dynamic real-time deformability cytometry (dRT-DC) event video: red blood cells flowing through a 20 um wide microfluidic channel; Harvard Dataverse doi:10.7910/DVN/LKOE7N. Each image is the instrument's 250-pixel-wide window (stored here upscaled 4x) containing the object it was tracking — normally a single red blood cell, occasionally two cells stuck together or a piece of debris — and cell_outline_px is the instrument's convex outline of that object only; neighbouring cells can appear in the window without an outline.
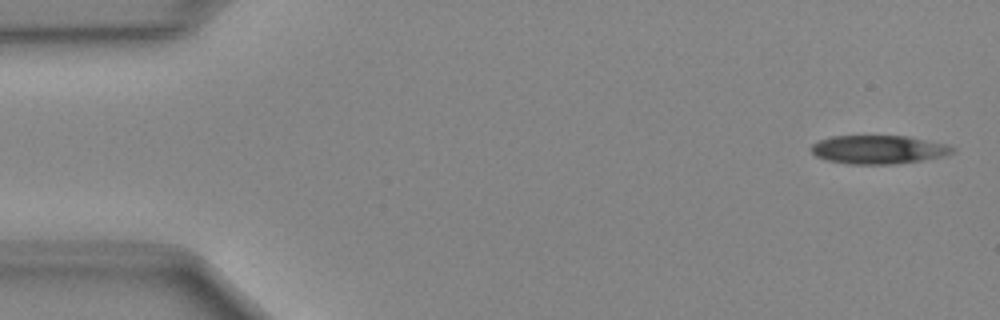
{"species": "Egyptian fruit bat (a non-hibernating species)", "species_latin": "Rousettus aegyptiacus", "temperature_condition": "cold", "stored_images_in_passage": 48, "camera_frame_rate_fps": 3000, "um_per_image_px": 0.085, "animal": {"sex": "female"}, "frame": {"image": 1, "passage_image": 2, "time_ms": 0.333, "image_size_px": [1000, 320], "cell_outline_px": [[956, 148], [952, 152], [944, 156], [896, 164], [848, 164], [828, 160], [816, 156], [812, 152], [812, 144], [820, 140], [832, 136], [908, 136], [948, 144]], "centroid_in_image_um": [74.69, 12.71], "position_along_channel_um": 10.3, "area_um2": 23.41}}
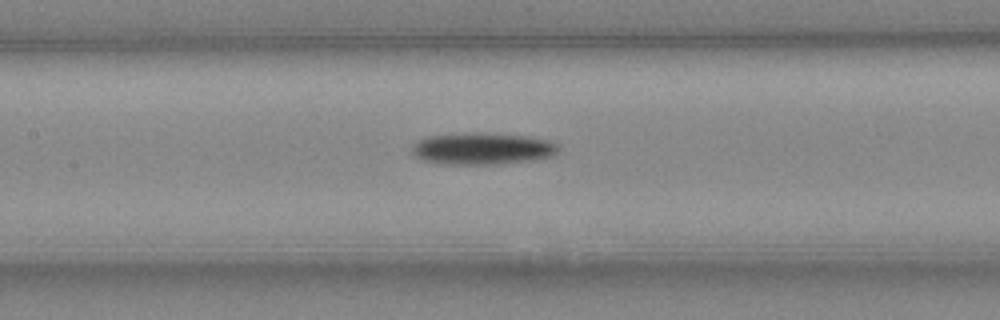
{"frame": {"image": 2, "passage_image": 22, "time_ms": 7.0, "image_size_px": [1000, 320], "cell_outline_px": [[560, 148], [552, 156], [532, 160], [500, 164], [452, 164], [424, 160], [416, 156], [412, 152], [412, 144], [428, 136], [464, 132], [476, 132], [532, 136], [548, 140], [560, 144]], "centroid_in_image_um": [41.05, 12.61], "position_along_channel_um": 166.3, "area_um2": 27.34}}
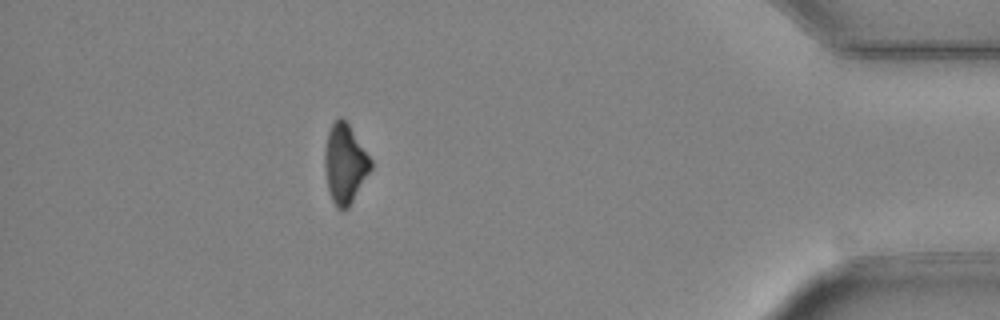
{"frame": {"image": 3, "passage_image": 43, "time_ms": 14.0, "image_size_px": [1000, 320], "cell_outline_px": [[372, 168], [348, 208], [336, 208], [332, 200], [328, 188], [324, 168], [324, 152], [328, 132], [332, 124], [340, 116], [348, 124], [372, 160]], "centroid_in_image_um": [29.31, 13.92], "position_along_channel_um": 405.9, "area_um2": 20.98}}